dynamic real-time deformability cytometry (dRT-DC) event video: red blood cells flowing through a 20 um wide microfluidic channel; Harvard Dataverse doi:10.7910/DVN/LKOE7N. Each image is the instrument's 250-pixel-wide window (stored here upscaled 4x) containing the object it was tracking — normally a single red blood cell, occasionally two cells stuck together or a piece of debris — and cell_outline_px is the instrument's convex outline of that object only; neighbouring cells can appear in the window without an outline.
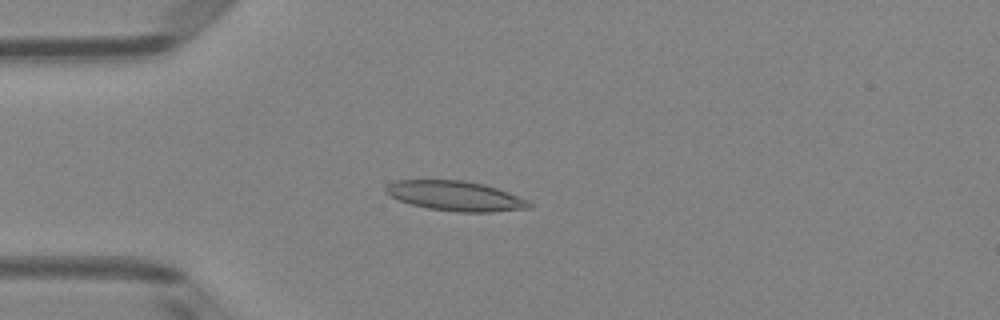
{"species": "Egyptian fruit bat (a non-hibernating species)", "species_latin": "Rousettus aegyptiacus", "temperature_condition": "room temperature", "stored_images_in_passage": 43, "camera_frame_rate_fps": 3000, "um_per_image_px": 0.085, "animal": {"sex": "female"}, "frame": {"image": 1, "passage_image": 6, "time_ms": 1.667, "image_size_px": [1000, 320], "cell_outline_px": [[532, 208], [492, 212], [460, 212], [428, 208], [412, 204], [400, 200], [384, 192], [384, 188], [388, 184], [396, 180], [464, 180], [484, 184], [508, 192], [528, 200], [532, 204]], "centroid_in_image_um": [38.73, 16.65], "position_along_channel_um": 46.3, "area_um2": 24.85}}
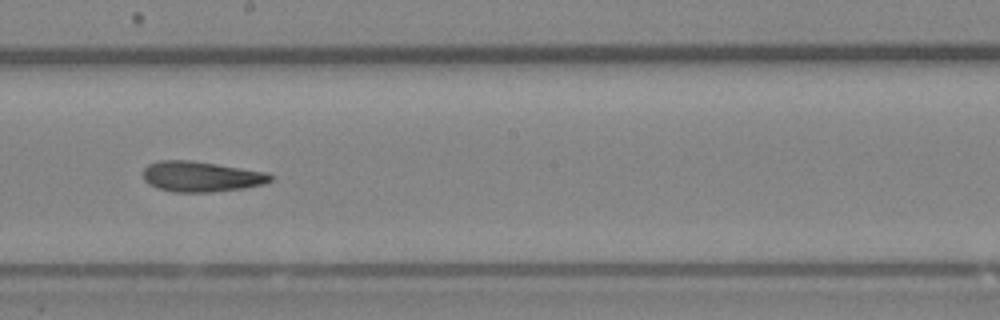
{"frame": {"image": 2, "passage_image": 21, "time_ms": 6.667, "image_size_px": [1000, 320], "cell_outline_px": [[272, 180], [264, 184], [244, 188], [212, 192], [172, 192], [156, 188], [148, 184], [144, 180], [144, 168], [148, 164], [156, 160], [192, 160], [264, 172], [272, 176]], "centroid_in_image_um": [17.04, 15.01], "position_along_channel_um": 231.2, "area_um2": 22.6}}
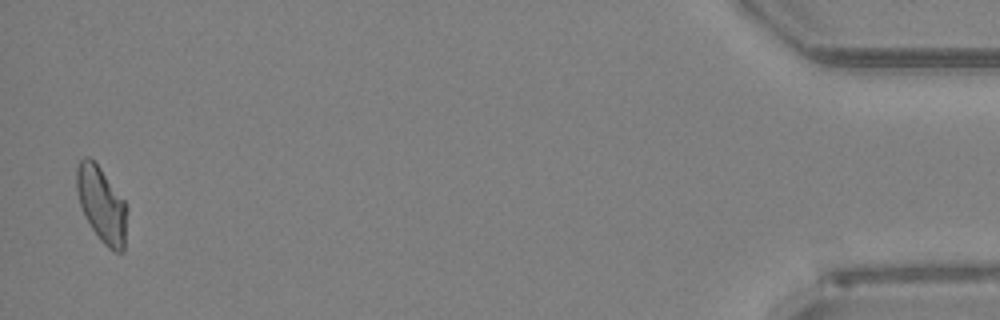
{"frame": {"image": 3, "passage_image": 42, "time_ms": 13.667, "image_size_px": [1000, 320], "cell_outline_px": [[124, 252], [116, 252], [108, 248], [100, 240], [84, 216], [80, 204], [76, 188], [76, 168], [80, 160], [84, 156], [88, 156], [100, 168], [124, 200]], "centroid_in_image_um": [8.58, 17.36], "position_along_channel_um": 426.6, "area_um2": 21.44}, "authors_computed_cell_mechanics": {"area_um2": 22.6576, "velocity_mm_per_s": 4.0344, "shape_relaxation_time_tau1_ms": 4.4182, "shape_relaxation_time_tau2_ms": 3.1185, "deformation_change_tau1": 0.1602, "deformation_change_tau2": 0.1241}}